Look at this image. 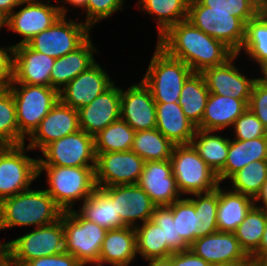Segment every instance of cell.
<instances>
[{
  "instance_id": "ab89813d",
  "label": "cell",
  "mask_w": 267,
  "mask_h": 266,
  "mask_svg": "<svg viewBox=\"0 0 267 266\" xmlns=\"http://www.w3.org/2000/svg\"><path fill=\"white\" fill-rule=\"evenodd\" d=\"M168 207L176 220L177 236L190 246L199 238V214H196L194 204L188 198H182Z\"/></svg>"
},
{
  "instance_id": "d6a6232c",
  "label": "cell",
  "mask_w": 267,
  "mask_h": 266,
  "mask_svg": "<svg viewBox=\"0 0 267 266\" xmlns=\"http://www.w3.org/2000/svg\"><path fill=\"white\" fill-rule=\"evenodd\" d=\"M189 0H139L141 10L148 15L156 16L158 38L171 26L186 20L188 17Z\"/></svg>"
},
{
  "instance_id": "7402d4cb",
  "label": "cell",
  "mask_w": 267,
  "mask_h": 266,
  "mask_svg": "<svg viewBox=\"0 0 267 266\" xmlns=\"http://www.w3.org/2000/svg\"><path fill=\"white\" fill-rule=\"evenodd\" d=\"M55 58L30 49L26 44L14 46L11 83L51 87V70Z\"/></svg>"
},
{
  "instance_id": "52a82bcc",
  "label": "cell",
  "mask_w": 267,
  "mask_h": 266,
  "mask_svg": "<svg viewBox=\"0 0 267 266\" xmlns=\"http://www.w3.org/2000/svg\"><path fill=\"white\" fill-rule=\"evenodd\" d=\"M170 161L173 176L182 195L209 193L220 185L217 173L206 164L191 144L175 145Z\"/></svg>"
},
{
  "instance_id": "d590c367",
  "label": "cell",
  "mask_w": 267,
  "mask_h": 266,
  "mask_svg": "<svg viewBox=\"0 0 267 266\" xmlns=\"http://www.w3.org/2000/svg\"><path fill=\"white\" fill-rule=\"evenodd\" d=\"M242 49L259 65L267 60V6L245 24L244 42L237 55Z\"/></svg>"
},
{
  "instance_id": "6125c7cd",
  "label": "cell",
  "mask_w": 267,
  "mask_h": 266,
  "mask_svg": "<svg viewBox=\"0 0 267 266\" xmlns=\"http://www.w3.org/2000/svg\"><path fill=\"white\" fill-rule=\"evenodd\" d=\"M6 17L0 12V29L5 25L6 26Z\"/></svg>"
},
{
  "instance_id": "9c48e42d",
  "label": "cell",
  "mask_w": 267,
  "mask_h": 266,
  "mask_svg": "<svg viewBox=\"0 0 267 266\" xmlns=\"http://www.w3.org/2000/svg\"><path fill=\"white\" fill-rule=\"evenodd\" d=\"M65 230V252L73 255L82 265L98 261L107 230L82 218L76 210L61 215Z\"/></svg>"
},
{
  "instance_id": "f35d334b",
  "label": "cell",
  "mask_w": 267,
  "mask_h": 266,
  "mask_svg": "<svg viewBox=\"0 0 267 266\" xmlns=\"http://www.w3.org/2000/svg\"><path fill=\"white\" fill-rule=\"evenodd\" d=\"M232 191L255 198L267 180V160L253 161L233 174Z\"/></svg>"
},
{
  "instance_id": "277c9868",
  "label": "cell",
  "mask_w": 267,
  "mask_h": 266,
  "mask_svg": "<svg viewBox=\"0 0 267 266\" xmlns=\"http://www.w3.org/2000/svg\"><path fill=\"white\" fill-rule=\"evenodd\" d=\"M192 73L182 60L169 56L157 45L142 82L150 89L156 103H175Z\"/></svg>"
},
{
  "instance_id": "44dd1931",
  "label": "cell",
  "mask_w": 267,
  "mask_h": 266,
  "mask_svg": "<svg viewBox=\"0 0 267 266\" xmlns=\"http://www.w3.org/2000/svg\"><path fill=\"white\" fill-rule=\"evenodd\" d=\"M121 88L115 83L88 105L78 109L80 129L95 136L120 118Z\"/></svg>"
},
{
  "instance_id": "30bf717a",
  "label": "cell",
  "mask_w": 267,
  "mask_h": 266,
  "mask_svg": "<svg viewBox=\"0 0 267 266\" xmlns=\"http://www.w3.org/2000/svg\"><path fill=\"white\" fill-rule=\"evenodd\" d=\"M25 145L0 146V202L30 189L38 177V159L25 154L31 150Z\"/></svg>"
},
{
  "instance_id": "f546056e",
  "label": "cell",
  "mask_w": 267,
  "mask_h": 266,
  "mask_svg": "<svg viewBox=\"0 0 267 266\" xmlns=\"http://www.w3.org/2000/svg\"><path fill=\"white\" fill-rule=\"evenodd\" d=\"M82 218L92 221L106 230L126 226L116 214L115 203L100 189L95 191L82 202L80 210L76 211Z\"/></svg>"
},
{
  "instance_id": "9a60e30c",
  "label": "cell",
  "mask_w": 267,
  "mask_h": 266,
  "mask_svg": "<svg viewBox=\"0 0 267 266\" xmlns=\"http://www.w3.org/2000/svg\"><path fill=\"white\" fill-rule=\"evenodd\" d=\"M115 203L116 214L126 226L136 227L151 220L156 205L138 184L116 185L100 188Z\"/></svg>"
},
{
  "instance_id": "83f0119b",
  "label": "cell",
  "mask_w": 267,
  "mask_h": 266,
  "mask_svg": "<svg viewBox=\"0 0 267 266\" xmlns=\"http://www.w3.org/2000/svg\"><path fill=\"white\" fill-rule=\"evenodd\" d=\"M267 160V136L252 140H230L225 166L217 173L219 183L253 161Z\"/></svg>"
},
{
  "instance_id": "4fadbf2b",
  "label": "cell",
  "mask_w": 267,
  "mask_h": 266,
  "mask_svg": "<svg viewBox=\"0 0 267 266\" xmlns=\"http://www.w3.org/2000/svg\"><path fill=\"white\" fill-rule=\"evenodd\" d=\"M23 6L19 11H13L6 19V26L23 39L16 45L26 44L34 36L52 26L61 16H66L69 11L63 5L53 6L50 1L47 4L42 0H23Z\"/></svg>"
},
{
  "instance_id": "9f6ffc18",
  "label": "cell",
  "mask_w": 267,
  "mask_h": 266,
  "mask_svg": "<svg viewBox=\"0 0 267 266\" xmlns=\"http://www.w3.org/2000/svg\"><path fill=\"white\" fill-rule=\"evenodd\" d=\"M148 266H171V262L168 258L166 259H151Z\"/></svg>"
},
{
  "instance_id": "f907efd6",
  "label": "cell",
  "mask_w": 267,
  "mask_h": 266,
  "mask_svg": "<svg viewBox=\"0 0 267 266\" xmlns=\"http://www.w3.org/2000/svg\"><path fill=\"white\" fill-rule=\"evenodd\" d=\"M13 54V46L0 47V81L13 80Z\"/></svg>"
},
{
  "instance_id": "f1b7e54d",
  "label": "cell",
  "mask_w": 267,
  "mask_h": 266,
  "mask_svg": "<svg viewBox=\"0 0 267 266\" xmlns=\"http://www.w3.org/2000/svg\"><path fill=\"white\" fill-rule=\"evenodd\" d=\"M230 191V192H229ZM224 191L218 186L217 229L218 232L234 233L254 206L253 198L232 190Z\"/></svg>"
},
{
  "instance_id": "681fc988",
  "label": "cell",
  "mask_w": 267,
  "mask_h": 266,
  "mask_svg": "<svg viewBox=\"0 0 267 266\" xmlns=\"http://www.w3.org/2000/svg\"><path fill=\"white\" fill-rule=\"evenodd\" d=\"M168 259L171 266H211L207 261L195 255L190 249L172 253Z\"/></svg>"
},
{
  "instance_id": "7bdbcfd3",
  "label": "cell",
  "mask_w": 267,
  "mask_h": 266,
  "mask_svg": "<svg viewBox=\"0 0 267 266\" xmlns=\"http://www.w3.org/2000/svg\"><path fill=\"white\" fill-rule=\"evenodd\" d=\"M211 11L231 12L244 24L254 18L266 4L262 0H199Z\"/></svg>"
},
{
  "instance_id": "8fae6325",
  "label": "cell",
  "mask_w": 267,
  "mask_h": 266,
  "mask_svg": "<svg viewBox=\"0 0 267 266\" xmlns=\"http://www.w3.org/2000/svg\"><path fill=\"white\" fill-rule=\"evenodd\" d=\"M91 28L80 21L69 22L61 16L52 26L29 40L26 45L55 59L65 56L79 48L90 35Z\"/></svg>"
},
{
  "instance_id": "680465c9",
  "label": "cell",
  "mask_w": 267,
  "mask_h": 266,
  "mask_svg": "<svg viewBox=\"0 0 267 266\" xmlns=\"http://www.w3.org/2000/svg\"><path fill=\"white\" fill-rule=\"evenodd\" d=\"M11 82L12 81H0V98L9 91Z\"/></svg>"
},
{
  "instance_id": "60d3db41",
  "label": "cell",
  "mask_w": 267,
  "mask_h": 266,
  "mask_svg": "<svg viewBox=\"0 0 267 266\" xmlns=\"http://www.w3.org/2000/svg\"><path fill=\"white\" fill-rule=\"evenodd\" d=\"M196 198H188L193 204L196 214H199V237L218 232L217 207L218 187L209 193L193 194Z\"/></svg>"
},
{
  "instance_id": "8d00e7d4",
  "label": "cell",
  "mask_w": 267,
  "mask_h": 266,
  "mask_svg": "<svg viewBox=\"0 0 267 266\" xmlns=\"http://www.w3.org/2000/svg\"><path fill=\"white\" fill-rule=\"evenodd\" d=\"M134 135L135 131L119 118L94 136L95 153L129 151Z\"/></svg>"
},
{
  "instance_id": "3957f363",
  "label": "cell",
  "mask_w": 267,
  "mask_h": 266,
  "mask_svg": "<svg viewBox=\"0 0 267 266\" xmlns=\"http://www.w3.org/2000/svg\"><path fill=\"white\" fill-rule=\"evenodd\" d=\"M95 167L38 165V177L46 171L49 188L45 191L63 211L72 210L74 201L89 197L97 188Z\"/></svg>"
},
{
  "instance_id": "603a6c76",
  "label": "cell",
  "mask_w": 267,
  "mask_h": 266,
  "mask_svg": "<svg viewBox=\"0 0 267 266\" xmlns=\"http://www.w3.org/2000/svg\"><path fill=\"white\" fill-rule=\"evenodd\" d=\"M189 249L211 266L240 260L248 255L241 248L234 233L216 232L197 238Z\"/></svg>"
},
{
  "instance_id": "11a10c76",
  "label": "cell",
  "mask_w": 267,
  "mask_h": 266,
  "mask_svg": "<svg viewBox=\"0 0 267 266\" xmlns=\"http://www.w3.org/2000/svg\"><path fill=\"white\" fill-rule=\"evenodd\" d=\"M252 261L253 260H252L251 256L248 255L244 259L226 262V263H223L220 265H215V266H248Z\"/></svg>"
},
{
  "instance_id": "7c38bea8",
  "label": "cell",
  "mask_w": 267,
  "mask_h": 266,
  "mask_svg": "<svg viewBox=\"0 0 267 266\" xmlns=\"http://www.w3.org/2000/svg\"><path fill=\"white\" fill-rule=\"evenodd\" d=\"M45 160L38 165L63 167H95L96 153L94 136L79 130L48 144L42 151Z\"/></svg>"
},
{
  "instance_id": "b9f144b4",
  "label": "cell",
  "mask_w": 267,
  "mask_h": 266,
  "mask_svg": "<svg viewBox=\"0 0 267 266\" xmlns=\"http://www.w3.org/2000/svg\"><path fill=\"white\" fill-rule=\"evenodd\" d=\"M19 145L16 105L9 90L0 98V146Z\"/></svg>"
},
{
  "instance_id": "6f0895ef",
  "label": "cell",
  "mask_w": 267,
  "mask_h": 266,
  "mask_svg": "<svg viewBox=\"0 0 267 266\" xmlns=\"http://www.w3.org/2000/svg\"><path fill=\"white\" fill-rule=\"evenodd\" d=\"M63 1L74 7H81L83 8V11L86 9L87 0H62L60 2L63 3Z\"/></svg>"
},
{
  "instance_id": "836d02e7",
  "label": "cell",
  "mask_w": 267,
  "mask_h": 266,
  "mask_svg": "<svg viewBox=\"0 0 267 266\" xmlns=\"http://www.w3.org/2000/svg\"><path fill=\"white\" fill-rule=\"evenodd\" d=\"M174 144L156 128L136 131L131 150L147 161L169 160Z\"/></svg>"
},
{
  "instance_id": "e7e4bbea",
  "label": "cell",
  "mask_w": 267,
  "mask_h": 266,
  "mask_svg": "<svg viewBox=\"0 0 267 266\" xmlns=\"http://www.w3.org/2000/svg\"><path fill=\"white\" fill-rule=\"evenodd\" d=\"M258 266H267V261L266 260L258 261Z\"/></svg>"
},
{
  "instance_id": "4dcf8cb0",
  "label": "cell",
  "mask_w": 267,
  "mask_h": 266,
  "mask_svg": "<svg viewBox=\"0 0 267 266\" xmlns=\"http://www.w3.org/2000/svg\"><path fill=\"white\" fill-rule=\"evenodd\" d=\"M209 90L201 73L193 72L182 87L178 103L185 116L197 127L204 114Z\"/></svg>"
},
{
  "instance_id": "ffe728a7",
  "label": "cell",
  "mask_w": 267,
  "mask_h": 266,
  "mask_svg": "<svg viewBox=\"0 0 267 266\" xmlns=\"http://www.w3.org/2000/svg\"><path fill=\"white\" fill-rule=\"evenodd\" d=\"M120 118L135 132L156 128V102L142 80L126 91L121 89Z\"/></svg>"
},
{
  "instance_id": "816d5d0a",
  "label": "cell",
  "mask_w": 267,
  "mask_h": 266,
  "mask_svg": "<svg viewBox=\"0 0 267 266\" xmlns=\"http://www.w3.org/2000/svg\"><path fill=\"white\" fill-rule=\"evenodd\" d=\"M253 261H261L267 258V221L264 229L263 237L258 250L251 256Z\"/></svg>"
},
{
  "instance_id": "6da1fadb",
  "label": "cell",
  "mask_w": 267,
  "mask_h": 266,
  "mask_svg": "<svg viewBox=\"0 0 267 266\" xmlns=\"http://www.w3.org/2000/svg\"><path fill=\"white\" fill-rule=\"evenodd\" d=\"M157 45L198 73L223 65L235 55L224 43L207 35L187 19L171 26L158 38Z\"/></svg>"
},
{
  "instance_id": "e575fe53",
  "label": "cell",
  "mask_w": 267,
  "mask_h": 266,
  "mask_svg": "<svg viewBox=\"0 0 267 266\" xmlns=\"http://www.w3.org/2000/svg\"><path fill=\"white\" fill-rule=\"evenodd\" d=\"M136 230V252L144 259H166L174 253L164 241L163 228L151 220L137 225Z\"/></svg>"
},
{
  "instance_id": "7dc6e473",
  "label": "cell",
  "mask_w": 267,
  "mask_h": 266,
  "mask_svg": "<svg viewBox=\"0 0 267 266\" xmlns=\"http://www.w3.org/2000/svg\"><path fill=\"white\" fill-rule=\"evenodd\" d=\"M248 108L262 122L267 130V84L256 80L252 88Z\"/></svg>"
},
{
  "instance_id": "94428289",
  "label": "cell",
  "mask_w": 267,
  "mask_h": 266,
  "mask_svg": "<svg viewBox=\"0 0 267 266\" xmlns=\"http://www.w3.org/2000/svg\"><path fill=\"white\" fill-rule=\"evenodd\" d=\"M6 261V243H0V265Z\"/></svg>"
},
{
  "instance_id": "c3c4849f",
  "label": "cell",
  "mask_w": 267,
  "mask_h": 266,
  "mask_svg": "<svg viewBox=\"0 0 267 266\" xmlns=\"http://www.w3.org/2000/svg\"><path fill=\"white\" fill-rule=\"evenodd\" d=\"M24 266H82V264L73 255L63 252L30 260Z\"/></svg>"
},
{
  "instance_id": "5bb4252c",
  "label": "cell",
  "mask_w": 267,
  "mask_h": 266,
  "mask_svg": "<svg viewBox=\"0 0 267 266\" xmlns=\"http://www.w3.org/2000/svg\"><path fill=\"white\" fill-rule=\"evenodd\" d=\"M145 161L132 150L96 153L97 188L137 184Z\"/></svg>"
},
{
  "instance_id": "8992f818",
  "label": "cell",
  "mask_w": 267,
  "mask_h": 266,
  "mask_svg": "<svg viewBox=\"0 0 267 266\" xmlns=\"http://www.w3.org/2000/svg\"><path fill=\"white\" fill-rule=\"evenodd\" d=\"M9 90L16 105L19 145L25 144V135L29 137L58 102L59 92L52 87L20 83H11Z\"/></svg>"
},
{
  "instance_id": "cb8c5ba5",
  "label": "cell",
  "mask_w": 267,
  "mask_h": 266,
  "mask_svg": "<svg viewBox=\"0 0 267 266\" xmlns=\"http://www.w3.org/2000/svg\"><path fill=\"white\" fill-rule=\"evenodd\" d=\"M156 129L174 145H189L196 126L185 116L178 102L156 103Z\"/></svg>"
},
{
  "instance_id": "5b68a950",
  "label": "cell",
  "mask_w": 267,
  "mask_h": 266,
  "mask_svg": "<svg viewBox=\"0 0 267 266\" xmlns=\"http://www.w3.org/2000/svg\"><path fill=\"white\" fill-rule=\"evenodd\" d=\"M63 252L65 230L61 218L6 243V261L13 266H24L30 260Z\"/></svg>"
},
{
  "instance_id": "4316f807",
  "label": "cell",
  "mask_w": 267,
  "mask_h": 266,
  "mask_svg": "<svg viewBox=\"0 0 267 266\" xmlns=\"http://www.w3.org/2000/svg\"><path fill=\"white\" fill-rule=\"evenodd\" d=\"M137 255L135 227L124 226L107 230L99 261L112 266H128Z\"/></svg>"
},
{
  "instance_id": "ac0fdd59",
  "label": "cell",
  "mask_w": 267,
  "mask_h": 266,
  "mask_svg": "<svg viewBox=\"0 0 267 266\" xmlns=\"http://www.w3.org/2000/svg\"><path fill=\"white\" fill-rule=\"evenodd\" d=\"M137 184L156 206H169L181 199L170 159L145 162Z\"/></svg>"
},
{
  "instance_id": "e0dca14e",
  "label": "cell",
  "mask_w": 267,
  "mask_h": 266,
  "mask_svg": "<svg viewBox=\"0 0 267 266\" xmlns=\"http://www.w3.org/2000/svg\"><path fill=\"white\" fill-rule=\"evenodd\" d=\"M237 57L235 54L225 64L206 68L201 74L210 93L240 99L248 106L257 78H248L238 71L232 63Z\"/></svg>"
},
{
  "instance_id": "91938a15",
  "label": "cell",
  "mask_w": 267,
  "mask_h": 266,
  "mask_svg": "<svg viewBox=\"0 0 267 266\" xmlns=\"http://www.w3.org/2000/svg\"><path fill=\"white\" fill-rule=\"evenodd\" d=\"M260 67L264 76L262 78H257V80L267 84V60L263 62Z\"/></svg>"
},
{
  "instance_id": "74e56055",
  "label": "cell",
  "mask_w": 267,
  "mask_h": 266,
  "mask_svg": "<svg viewBox=\"0 0 267 266\" xmlns=\"http://www.w3.org/2000/svg\"><path fill=\"white\" fill-rule=\"evenodd\" d=\"M267 221V212L253 206L234 234L244 252L252 256L259 248Z\"/></svg>"
},
{
  "instance_id": "f6af8a7d",
  "label": "cell",
  "mask_w": 267,
  "mask_h": 266,
  "mask_svg": "<svg viewBox=\"0 0 267 266\" xmlns=\"http://www.w3.org/2000/svg\"><path fill=\"white\" fill-rule=\"evenodd\" d=\"M236 140H252L267 136V130L255 114L247 108L232 125Z\"/></svg>"
},
{
  "instance_id": "ee69618b",
  "label": "cell",
  "mask_w": 267,
  "mask_h": 266,
  "mask_svg": "<svg viewBox=\"0 0 267 266\" xmlns=\"http://www.w3.org/2000/svg\"><path fill=\"white\" fill-rule=\"evenodd\" d=\"M151 221L163 228L164 241L173 252L189 249V245L180 236H177L176 220L168 206H156Z\"/></svg>"
},
{
  "instance_id": "484cf974",
  "label": "cell",
  "mask_w": 267,
  "mask_h": 266,
  "mask_svg": "<svg viewBox=\"0 0 267 266\" xmlns=\"http://www.w3.org/2000/svg\"><path fill=\"white\" fill-rule=\"evenodd\" d=\"M248 108L240 99L210 93L201 123L196 127L206 131H221L232 126Z\"/></svg>"
},
{
  "instance_id": "7a4b0ae2",
  "label": "cell",
  "mask_w": 267,
  "mask_h": 266,
  "mask_svg": "<svg viewBox=\"0 0 267 266\" xmlns=\"http://www.w3.org/2000/svg\"><path fill=\"white\" fill-rule=\"evenodd\" d=\"M63 212L45 189H28L0 202V230L48 225L59 220Z\"/></svg>"
},
{
  "instance_id": "bcb514c9",
  "label": "cell",
  "mask_w": 267,
  "mask_h": 266,
  "mask_svg": "<svg viewBox=\"0 0 267 266\" xmlns=\"http://www.w3.org/2000/svg\"><path fill=\"white\" fill-rule=\"evenodd\" d=\"M124 0H87L86 20L90 28L102 19H106L118 10H123Z\"/></svg>"
},
{
  "instance_id": "db71d44e",
  "label": "cell",
  "mask_w": 267,
  "mask_h": 266,
  "mask_svg": "<svg viewBox=\"0 0 267 266\" xmlns=\"http://www.w3.org/2000/svg\"><path fill=\"white\" fill-rule=\"evenodd\" d=\"M254 206L257 208H260L267 212V180L262 185V188L260 189L259 193L256 195V197L253 199ZM258 201H262L264 205L258 206Z\"/></svg>"
},
{
  "instance_id": "2e32d148",
  "label": "cell",
  "mask_w": 267,
  "mask_h": 266,
  "mask_svg": "<svg viewBox=\"0 0 267 266\" xmlns=\"http://www.w3.org/2000/svg\"><path fill=\"white\" fill-rule=\"evenodd\" d=\"M80 130L78 110L60 100L41 120L39 126L28 137V147L43 150L48 144Z\"/></svg>"
},
{
  "instance_id": "03108f58",
  "label": "cell",
  "mask_w": 267,
  "mask_h": 266,
  "mask_svg": "<svg viewBox=\"0 0 267 266\" xmlns=\"http://www.w3.org/2000/svg\"><path fill=\"white\" fill-rule=\"evenodd\" d=\"M248 266H258V261H252Z\"/></svg>"
},
{
  "instance_id": "1f68e13d",
  "label": "cell",
  "mask_w": 267,
  "mask_h": 266,
  "mask_svg": "<svg viewBox=\"0 0 267 266\" xmlns=\"http://www.w3.org/2000/svg\"><path fill=\"white\" fill-rule=\"evenodd\" d=\"M213 133L214 131L196 128L191 145L206 164L218 173L225 166L228 157L229 138H223Z\"/></svg>"
},
{
  "instance_id": "d6986e66",
  "label": "cell",
  "mask_w": 267,
  "mask_h": 266,
  "mask_svg": "<svg viewBox=\"0 0 267 266\" xmlns=\"http://www.w3.org/2000/svg\"><path fill=\"white\" fill-rule=\"evenodd\" d=\"M113 84L108 73L95 63L59 91V100L78 110L88 105Z\"/></svg>"
},
{
  "instance_id": "f5cc1de1",
  "label": "cell",
  "mask_w": 267,
  "mask_h": 266,
  "mask_svg": "<svg viewBox=\"0 0 267 266\" xmlns=\"http://www.w3.org/2000/svg\"><path fill=\"white\" fill-rule=\"evenodd\" d=\"M19 5H24L23 0H0V12L7 18Z\"/></svg>"
},
{
  "instance_id": "d4e9b609",
  "label": "cell",
  "mask_w": 267,
  "mask_h": 266,
  "mask_svg": "<svg viewBox=\"0 0 267 266\" xmlns=\"http://www.w3.org/2000/svg\"><path fill=\"white\" fill-rule=\"evenodd\" d=\"M96 51L89 37L75 51L55 59L50 74L51 87L59 92L76 76L88 70L96 63L93 55Z\"/></svg>"
},
{
  "instance_id": "ba28073f",
  "label": "cell",
  "mask_w": 267,
  "mask_h": 266,
  "mask_svg": "<svg viewBox=\"0 0 267 266\" xmlns=\"http://www.w3.org/2000/svg\"><path fill=\"white\" fill-rule=\"evenodd\" d=\"M195 27L221 41L235 54L240 51L245 38V24L231 12L211 11L199 0L188 4V17Z\"/></svg>"
},
{
  "instance_id": "be15d7a7",
  "label": "cell",
  "mask_w": 267,
  "mask_h": 266,
  "mask_svg": "<svg viewBox=\"0 0 267 266\" xmlns=\"http://www.w3.org/2000/svg\"><path fill=\"white\" fill-rule=\"evenodd\" d=\"M86 264H94L95 266H103V264H105V263H103V262H101V261H93V262H88V263H85V264H83L82 266H86Z\"/></svg>"
}]
</instances>
